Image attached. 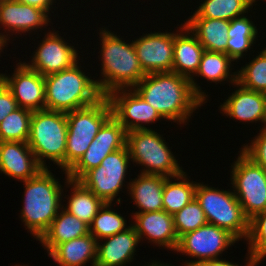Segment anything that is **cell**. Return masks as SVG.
<instances>
[{"mask_svg":"<svg viewBox=\"0 0 266 266\" xmlns=\"http://www.w3.org/2000/svg\"><path fill=\"white\" fill-rule=\"evenodd\" d=\"M246 261H248L247 263L245 262V266H257L259 263L248 253L247 257H246ZM195 266H239V264L237 263H233V262H228V260H224L223 258L221 259H211V260H207V261H203L198 263Z\"/></svg>","mask_w":266,"mask_h":266,"instance_id":"f35d334b","label":"cell"},{"mask_svg":"<svg viewBox=\"0 0 266 266\" xmlns=\"http://www.w3.org/2000/svg\"><path fill=\"white\" fill-rule=\"evenodd\" d=\"M153 262L152 263H148V265L147 266H171V264L169 265L168 263H160L161 261H154V260H152ZM145 266V265H144Z\"/></svg>","mask_w":266,"mask_h":266,"instance_id":"b9f144b4","label":"cell"},{"mask_svg":"<svg viewBox=\"0 0 266 266\" xmlns=\"http://www.w3.org/2000/svg\"><path fill=\"white\" fill-rule=\"evenodd\" d=\"M194 182L188 179L186 172L178 176L165 177L162 196L163 210L173 216L190 203L195 198L197 182Z\"/></svg>","mask_w":266,"mask_h":266,"instance_id":"83f0119b","label":"cell"},{"mask_svg":"<svg viewBox=\"0 0 266 266\" xmlns=\"http://www.w3.org/2000/svg\"><path fill=\"white\" fill-rule=\"evenodd\" d=\"M49 20L51 19L44 10L17 0H0V24L5 33L12 32L10 33L12 36L14 32L15 35L16 33L21 35L41 29L51 23Z\"/></svg>","mask_w":266,"mask_h":266,"instance_id":"ffe728a7","label":"cell"},{"mask_svg":"<svg viewBox=\"0 0 266 266\" xmlns=\"http://www.w3.org/2000/svg\"><path fill=\"white\" fill-rule=\"evenodd\" d=\"M66 175V188L71 187V195L67 197L68 203L63 208L90 225L93 218L103 206L104 202L98 198L92 191L86 188L80 181L68 178Z\"/></svg>","mask_w":266,"mask_h":266,"instance_id":"4316f807","label":"cell"},{"mask_svg":"<svg viewBox=\"0 0 266 266\" xmlns=\"http://www.w3.org/2000/svg\"><path fill=\"white\" fill-rule=\"evenodd\" d=\"M195 198L204 211L207 223L225 229L238 241L247 239L249 218L244 214L234 191L197 183Z\"/></svg>","mask_w":266,"mask_h":266,"instance_id":"52a82bcc","label":"cell"},{"mask_svg":"<svg viewBox=\"0 0 266 266\" xmlns=\"http://www.w3.org/2000/svg\"><path fill=\"white\" fill-rule=\"evenodd\" d=\"M112 115L110 102L103 96L93 105L66 113L65 171L67 172L85 153L103 123Z\"/></svg>","mask_w":266,"mask_h":266,"instance_id":"ba28073f","label":"cell"},{"mask_svg":"<svg viewBox=\"0 0 266 266\" xmlns=\"http://www.w3.org/2000/svg\"><path fill=\"white\" fill-rule=\"evenodd\" d=\"M238 240L225 229L207 223L200 228L179 237L175 252L197 258L185 261L184 266H195L200 262L220 259V254L234 245ZM227 248V249H226Z\"/></svg>","mask_w":266,"mask_h":266,"instance_id":"8fae6325","label":"cell"},{"mask_svg":"<svg viewBox=\"0 0 266 266\" xmlns=\"http://www.w3.org/2000/svg\"><path fill=\"white\" fill-rule=\"evenodd\" d=\"M33 111L17 108L0 123V142H28L30 120Z\"/></svg>","mask_w":266,"mask_h":266,"instance_id":"d6a6232c","label":"cell"},{"mask_svg":"<svg viewBox=\"0 0 266 266\" xmlns=\"http://www.w3.org/2000/svg\"><path fill=\"white\" fill-rule=\"evenodd\" d=\"M48 169L43 168L36 176L22 181L25 190L21 219L25 229L37 240L47 231L63 207L62 185Z\"/></svg>","mask_w":266,"mask_h":266,"instance_id":"3957f363","label":"cell"},{"mask_svg":"<svg viewBox=\"0 0 266 266\" xmlns=\"http://www.w3.org/2000/svg\"><path fill=\"white\" fill-rule=\"evenodd\" d=\"M112 203H104L99 209L92 223L89 225V233L97 240L111 237L126 230L127 220L121 214L113 211ZM112 209V210H111Z\"/></svg>","mask_w":266,"mask_h":266,"instance_id":"1f68e13d","label":"cell"},{"mask_svg":"<svg viewBox=\"0 0 266 266\" xmlns=\"http://www.w3.org/2000/svg\"><path fill=\"white\" fill-rule=\"evenodd\" d=\"M89 234V225L66 211L58 212L50 227L38 240L49 254L58 244Z\"/></svg>","mask_w":266,"mask_h":266,"instance_id":"d4e9b609","label":"cell"},{"mask_svg":"<svg viewBox=\"0 0 266 266\" xmlns=\"http://www.w3.org/2000/svg\"><path fill=\"white\" fill-rule=\"evenodd\" d=\"M56 31L45 33L37 50L31 57V62H24L29 68L42 76L63 71L78 63L77 50ZM71 45V46H70Z\"/></svg>","mask_w":266,"mask_h":266,"instance_id":"5bb4252c","label":"cell"},{"mask_svg":"<svg viewBox=\"0 0 266 266\" xmlns=\"http://www.w3.org/2000/svg\"><path fill=\"white\" fill-rule=\"evenodd\" d=\"M131 158L127 146L107 155L101 164L87 171L78 181L104 203H112L125 185Z\"/></svg>","mask_w":266,"mask_h":266,"instance_id":"30bf717a","label":"cell"},{"mask_svg":"<svg viewBox=\"0 0 266 266\" xmlns=\"http://www.w3.org/2000/svg\"><path fill=\"white\" fill-rule=\"evenodd\" d=\"M184 24L196 36L204 50L227 52L230 21L210 18H188Z\"/></svg>","mask_w":266,"mask_h":266,"instance_id":"484cf974","label":"cell"},{"mask_svg":"<svg viewBox=\"0 0 266 266\" xmlns=\"http://www.w3.org/2000/svg\"><path fill=\"white\" fill-rule=\"evenodd\" d=\"M42 169L27 142H0V173L26 181Z\"/></svg>","mask_w":266,"mask_h":266,"instance_id":"d6986e66","label":"cell"},{"mask_svg":"<svg viewBox=\"0 0 266 266\" xmlns=\"http://www.w3.org/2000/svg\"><path fill=\"white\" fill-rule=\"evenodd\" d=\"M231 165L232 190L249 220L266 210V170L242 150Z\"/></svg>","mask_w":266,"mask_h":266,"instance_id":"9c48e42d","label":"cell"},{"mask_svg":"<svg viewBox=\"0 0 266 266\" xmlns=\"http://www.w3.org/2000/svg\"><path fill=\"white\" fill-rule=\"evenodd\" d=\"M15 67L17 68H15L13 75L3 74L1 81L11 91L19 107L31 111L44 110V76L21 61Z\"/></svg>","mask_w":266,"mask_h":266,"instance_id":"2e32d148","label":"cell"},{"mask_svg":"<svg viewBox=\"0 0 266 266\" xmlns=\"http://www.w3.org/2000/svg\"><path fill=\"white\" fill-rule=\"evenodd\" d=\"M67 132L66 113L46 109L33 111L27 143L43 168L49 167L45 163L48 159L65 171Z\"/></svg>","mask_w":266,"mask_h":266,"instance_id":"5b68a950","label":"cell"},{"mask_svg":"<svg viewBox=\"0 0 266 266\" xmlns=\"http://www.w3.org/2000/svg\"><path fill=\"white\" fill-rule=\"evenodd\" d=\"M248 253L261 263L266 257V210L254 215L249 220Z\"/></svg>","mask_w":266,"mask_h":266,"instance_id":"d590c367","label":"cell"},{"mask_svg":"<svg viewBox=\"0 0 266 266\" xmlns=\"http://www.w3.org/2000/svg\"><path fill=\"white\" fill-rule=\"evenodd\" d=\"M173 218L178 238L207 224L204 211L196 198L174 214Z\"/></svg>","mask_w":266,"mask_h":266,"instance_id":"e575fe53","label":"cell"},{"mask_svg":"<svg viewBox=\"0 0 266 266\" xmlns=\"http://www.w3.org/2000/svg\"><path fill=\"white\" fill-rule=\"evenodd\" d=\"M236 90L220 105L223 115L240 122H262L266 126V94L256 92L235 83Z\"/></svg>","mask_w":266,"mask_h":266,"instance_id":"44dd1931","label":"cell"},{"mask_svg":"<svg viewBox=\"0 0 266 266\" xmlns=\"http://www.w3.org/2000/svg\"><path fill=\"white\" fill-rule=\"evenodd\" d=\"M17 108H19V106L11 91L0 81V123L8 114Z\"/></svg>","mask_w":266,"mask_h":266,"instance_id":"74e56055","label":"cell"},{"mask_svg":"<svg viewBox=\"0 0 266 266\" xmlns=\"http://www.w3.org/2000/svg\"><path fill=\"white\" fill-rule=\"evenodd\" d=\"M175 32L146 33L133 41L146 74L172 72Z\"/></svg>","mask_w":266,"mask_h":266,"instance_id":"9a60e30c","label":"cell"},{"mask_svg":"<svg viewBox=\"0 0 266 266\" xmlns=\"http://www.w3.org/2000/svg\"><path fill=\"white\" fill-rule=\"evenodd\" d=\"M231 62L234 61L226 53L205 50L195 76H202L205 80L215 83L229 80V83L234 85L237 82V72H231L234 69L230 68L233 66Z\"/></svg>","mask_w":266,"mask_h":266,"instance_id":"f546056e","label":"cell"},{"mask_svg":"<svg viewBox=\"0 0 266 266\" xmlns=\"http://www.w3.org/2000/svg\"><path fill=\"white\" fill-rule=\"evenodd\" d=\"M240 149L266 170V126L261 128L260 133L251 140V144H244Z\"/></svg>","mask_w":266,"mask_h":266,"instance_id":"8d00e7d4","label":"cell"},{"mask_svg":"<svg viewBox=\"0 0 266 266\" xmlns=\"http://www.w3.org/2000/svg\"><path fill=\"white\" fill-rule=\"evenodd\" d=\"M8 35L11 36L10 34L4 35V32L0 33V53L3 51V48L6 47V45H8L7 43L10 41L9 39L10 37Z\"/></svg>","mask_w":266,"mask_h":266,"instance_id":"60d3db41","label":"cell"},{"mask_svg":"<svg viewBox=\"0 0 266 266\" xmlns=\"http://www.w3.org/2000/svg\"><path fill=\"white\" fill-rule=\"evenodd\" d=\"M97 243L95 266H126L134 260L136 247L140 243L135 227L131 224L126 230ZM102 244V245H101Z\"/></svg>","mask_w":266,"mask_h":266,"instance_id":"7402d4cb","label":"cell"},{"mask_svg":"<svg viewBox=\"0 0 266 266\" xmlns=\"http://www.w3.org/2000/svg\"><path fill=\"white\" fill-rule=\"evenodd\" d=\"M133 89L162 118L179 125L187 123L193 112L204 104L194 92L190 79L174 72L146 74Z\"/></svg>","mask_w":266,"mask_h":266,"instance_id":"6da1fadb","label":"cell"},{"mask_svg":"<svg viewBox=\"0 0 266 266\" xmlns=\"http://www.w3.org/2000/svg\"><path fill=\"white\" fill-rule=\"evenodd\" d=\"M133 226L140 241L145 237L148 242L164 249L175 251L178 236L174 227V218L164 210L146 213H132Z\"/></svg>","mask_w":266,"mask_h":266,"instance_id":"ac0fdd59","label":"cell"},{"mask_svg":"<svg viewBox=\"0 0 266 266\" xmlns=\"http://www.w3.org/2000/svg\"><path fill=\"white\" fill-rule=\"evenodd\" d=\"M101 29L102 77L96 80L101 94L107 96L117 89L134 88L146 73L136 55L133 40L127 43L105 27Z\"/></svg>","mask_w":266,"mask_h":266,"instance_id":"7a4b0ae2","label":"cell"},{"mask_svg":"<svg viewBox=\"0 0 266 266\" xmlns=\"http://www.w3.org/2000/svg\"><path fill=\"white\" fill-rule=\"evenodd\" d=\"M248 63L236 71L237 83L246 89L266 94V47Z\"/></svg>","mask_w":266,"mask_h":266,"instance_id":"836d02e7","label":"cell"},{"mask_svg":"<svg viewBox=\"0 0 266 266\" xmlns=\"http://www.w3.org/2000/svg\"><path fill=\"white\" fill-rule=\"evenodd\" d=\"M165 177L160 175L139 174L129 181L126 188L135 206L140 209L135 213H146L163 210V188Z\"/></svg>","mask_w":266,"mask_h":266,"instance_id":"603a6c76","label":"cell"},{"mask_svg":"<svg viewBox=\"0 0 266 266\" xmlns=\"http://www.w3.org/2000/svg\"><path fill=\"white\" fill-rule=\"evenodd\" d=\"M266 1V0H265ZM250 2L253 4L254 6V3L257 2L256 0H250Z\"/></svg>","mask_w":266,"mask_h":266,"instance_id":"7bdbcfd3","label":"cell"},{"mask_svg":"<svg viewBox=\"0 0 266 266\" xmlns=\"http://www.w3.org/2000/svg\"><path fill=\"white\" fill-rule=\"evenodd\" d=\"M179 29L174 37L172 72L189 78L194 92L206 103L208 94L206 95L193 78L199 68L204 47L184 23Z\"/></svg>","mask_w":266,"mask_h":266,"instance_id":"e0dca14e","label":"cell"},{"mask_svg":"<svg viewBox=\"0 0 266 266\" xmlns=\"http://www.w3.org/2000/svg\"><path fill=\"white\" fill-rule=\"evenodd\" d=\"M78 64L44 76L46 110L67 113L93 105L103 97L96 80L86 76Z\"/></svg>","mask_w":266,"mask_h":266,"instance_id":"277c9868","label":"cell"},{"mask_svg":"<svg viewBox=\"0 0 266 266\" xmlns=\"http://www.w3.org/2000/svg\"><path fill=\"white\" fill-rule=\"evenodd\" d=\"M106 97L111 105L112 116L123 125L126 132L149 129L145 123L152 124L163 119L133 88L117 89Z\"/></svg>","mask_w":266,"mask_h":266,"instance_id":"4fadbf2b","label":"cell"},{"mask_svg":"<svg viewBox=\"0 0 266 266\" xmlns=\"http://www.w3.org/2000/svg\"><path fill=\"white\" fill-rule=\"evenodd\" d=\"M18 2L44 10L48 15L56 0H17Z\"/></svg>","mask_w":266,"mask_h":266,"instance_id":"ab89813d","label":"cell"},{"mask_svg":"<svg viewBox=\"0 0 266 266\" xmlns=\"http://www.w3.org/2000/svg\"><path fill=\"white\" fill-rule=\"evenodd\" d=\"M98 241L89 233L85 236L58 244L48 256L59 266H85L96 264Z\"/></svg>","mask_w":266,"mask_h":266,"instance_id":"cb8c5ba5","label":"cell"},{"mask_svg":"<svg viewBox=\"0 0 266 266\" xmlns=\"http://www.w3.org/2000/svg\"><path fill=\"white\" fill-rule=\"evenodd\" d=\"M252 8L253 4L250 0H205L189 18L231 21L245 15Z\"/></svg>","mask_w":266,"mask_h":266,"instance_id":"4dcf8cb0","label":"cell"},{"mask_svg":"<svg viewBox=\"0 0 266 266\" xmlns=\"http://www.w3.org/2000/svg\"><path fill=\"white\" fill-rule=\"evenodd\" d=\"M162 136L151 128L127 132L131 162L145 166L141 174L173 177L184 172Z\"/></svg>","mask_w":266,"mask_h":266,"instance_id":"8992f818","label":"cell"},{"mask_svg":"<svg viewBox=\"0 0 266 266\" xmlns=\"http://www.w3.org/2000/svg\"><path fill=\"white\" fill-rule=\"evenodd\" d=\"M126 130L112 115L103 123L97 135L80 159L67 171V176L79 180L87 171L98 167L109 154L126 146Z\"/></svg>","mask_w":266,"mask_h":266,"instance_id":"7c38bea8","label":"cell"},{"mask_svg":"<svg viewBox=\"0 0 266 266\" xmlns=\"http://www.w3.org/2000/svg\"><path fill=\"white\" fill-rule=\"evenodd\" d=\"M248 16L236 17L230 21L227 32V52L226 54L235 62L243 58L258 37L257 27ZM245 53V54H244Z\"/></svg>","mask_w":266,"mask_h":266,"instance_id":"f1b7e54d","label":"cell"}]
</instances>
